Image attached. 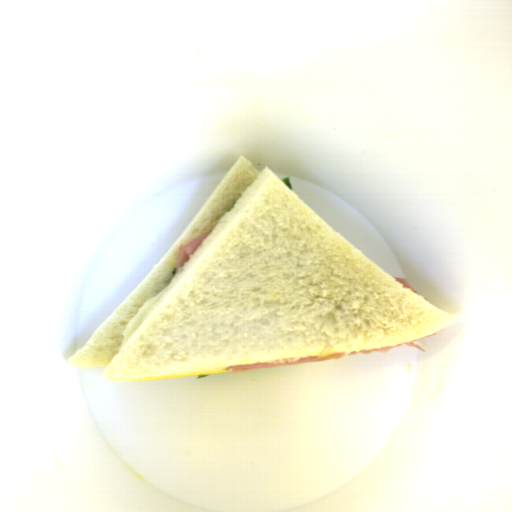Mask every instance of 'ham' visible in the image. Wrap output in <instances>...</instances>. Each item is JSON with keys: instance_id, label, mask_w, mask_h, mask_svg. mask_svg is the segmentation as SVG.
Masks as SVG:
<instances>
[{"instance_id": "1", "label": "ham", "mask_w": 512, "mask_h": 512, "mask_svg": "<svg viewBox=\"0 0 512 512\" xmlns=\"http://www.w3.org/2000/svg\"><path fill=\"white\" fill-rule=\"evenodd\" d=\"M441 330V329H440ZM440 330H438L435 333L429 334L427 336L411 340L408 342L384 347V348H377V349H370V350H363V351H354V352H335L330 354H324V355H312V356H303V357H293V358H284V359H274L266 362H261L253 365H234L229 366L227 368H224V370L228 371L229 373L234 372H240V371H247V370H253V369H260V368H266V367H276V366H285V365H295V364H305V363H312V362H320V361H327V360H338L342 358H346L349 356H353L356 354H368L371 352H389L391 349L403 347V346H409V347H416L421 352H424L422 347L418 344H415L413 342H419L421 340H424L426 338H429L431 336H434L436 334H439Z\"/></svg>"}, {"instance_id": "2", "label": "ham", "mask_w": 512, "mask_h": 512, "mask_svg": "<svg viewBox=\"0 0 512 512\" xmlns=\"http://www.w3.org/2000/svg\"><path fill=\"white\" fill-rule=\"evenodd\" d=\"M210 231L203 234L202 236L195 239L194 241L190 242L189 244L179 247L177 257H176L175 266H174L175 276L181 270V268L186 264V262L191 257H193L197 253V251L202 247V245L205 243Z\"/></svg>"}, {"instance_id": "3", "label": "ham", "mask_w": 512, "mask_h": 512, "mask_svg": "<svg viewBox=\"0 0 512 512\" xmlns=\"http://www.w3.org/2000/svg\"><path fill=\"white\" fill-rule=\"evenodd\" d=\"M394 278V277H393ZM395 281H397L398 283H400L403 288H408L410 289L412 292H414L415 294H420L419 292H417L416 290H414L411 285L407 282V280L405 278H394ZM422 295V294H421Z\"/></svg>"}]
</instances>
